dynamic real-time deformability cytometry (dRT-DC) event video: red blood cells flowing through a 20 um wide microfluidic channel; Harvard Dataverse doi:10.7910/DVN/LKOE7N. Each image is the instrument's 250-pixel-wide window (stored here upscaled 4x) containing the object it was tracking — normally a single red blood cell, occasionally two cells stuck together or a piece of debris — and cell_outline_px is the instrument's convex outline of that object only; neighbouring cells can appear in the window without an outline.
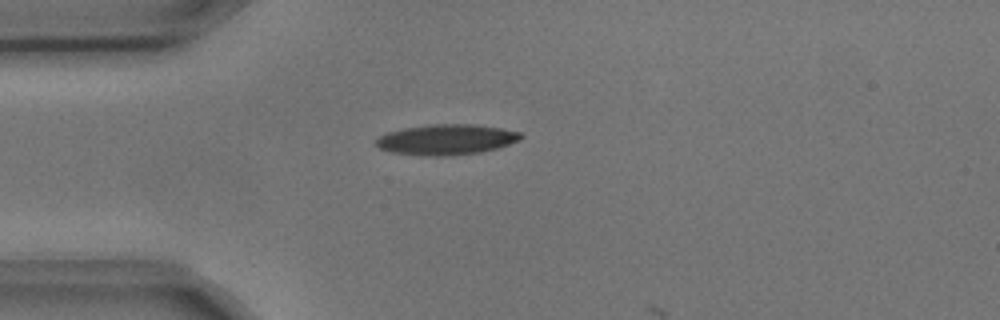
{"species": "common noctule bat (a hibernating species)", "species_latin": "Nyctalus noctula", "temperature_condition": "cold", "stored_images_in_passage": 1, "camera_frame_rate_fps": 3000, "um_per_image_px": 0.085, "animal": {"sex": "male", "body_mass_g": 17.9, "forearm_length_mm": 54.2}, "frame": {"image": 1, "passage_image": 1, "time_ms": 0.0, "image_size_px": [1000, 320], "cell_outline_px": [[524, 136], [520, 140], [496, 148], [480, 152], [452, 156], [420, 156], [392, 152], [380, 148], [372, 144], [380, 136], [388, 132], [404, 128], [432, 124], [476, 124], [504, 128], [520, 132]], "centroid_in_image_um": [37.95, 11.86], "position_along_channel_um": 47.1, "area_um2": 25.95}}